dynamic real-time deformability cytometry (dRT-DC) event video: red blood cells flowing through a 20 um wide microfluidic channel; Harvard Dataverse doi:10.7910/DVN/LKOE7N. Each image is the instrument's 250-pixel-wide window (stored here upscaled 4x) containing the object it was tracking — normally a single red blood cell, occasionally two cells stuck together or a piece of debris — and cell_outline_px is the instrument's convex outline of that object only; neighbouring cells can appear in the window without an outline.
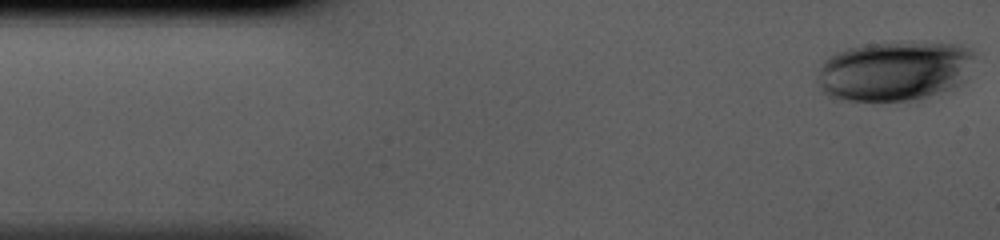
{"species": "human", "species_latin": "Homo sapiens", "temperature_condition": "cold", "stored_images_in_passage": 41, "camera_frame_rate_fps": 3000, "um_per_image_px": 0.085, "donor": {"sex": "male"}, "frame": {"image": 1, "passage_image": 1, "time_ms": 0.0, "image_size_px": [1000, 240], "cell_outline_px": [[972, 56], [964, 80], [960, 84], [952, 88], [916, 100], [840, 100], [828, 96], [820, 92], [816, 84], [816, 80], [820, 64], [828, 56], [836, 52], [848, 48], [864, 44], [900, 40], [912, 40], [956, 44], [968, 48], [972, 52]], "centroid_in_image_um": [75.93, 6.0], "position_along_channel_um": 9.1, "area_um2": 55.6}}
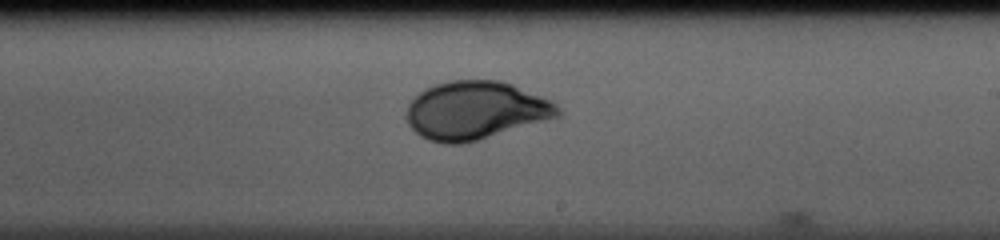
{"frame": {"image": 2, "passage_image": 24, "time_ms": 7.667, "image_size_px": [1000, 240], "cell_outline_px": [[564, 112], [560, 116], [476, 140], [460, 144], [444, 144], [428, 140], [420, 136], [408, 124], [408, 104], [424, 88], [436, 84], [452, 80], [500, 80], [512, 84], [552, 100]], "centroid_in_image_um": [40.44, 9.37], "position_along_channel_um": 248.6, "area_um2": 51.04}}
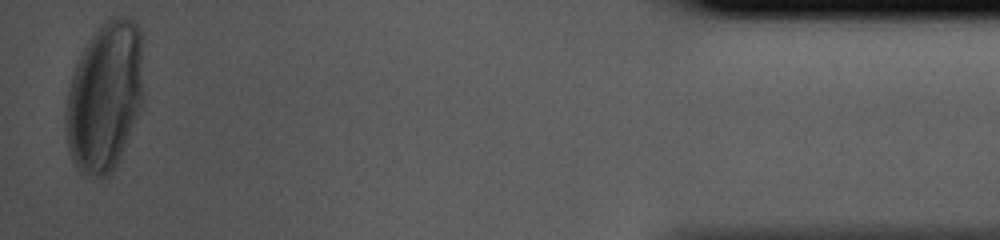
{"frame": {"image": 3, "passage_image": 41, "time_ms": 13.333, "image_size_px": [1000, 240], "cell_outline_px": [[140, 108], [120, 156], [112, 172], [108, 176], [84, 176], [76, 168], [72, 160], [68, 148], [64, 128], [64, 112], [68, 88], [80, 52], [88, 40], [112, 16], [128, 16], [136, 20], [140, 28]], "centroid_in_image_um": [8.83, 8.24], "position_along_channel_um": 426.4, "area_um2": 67.16}}